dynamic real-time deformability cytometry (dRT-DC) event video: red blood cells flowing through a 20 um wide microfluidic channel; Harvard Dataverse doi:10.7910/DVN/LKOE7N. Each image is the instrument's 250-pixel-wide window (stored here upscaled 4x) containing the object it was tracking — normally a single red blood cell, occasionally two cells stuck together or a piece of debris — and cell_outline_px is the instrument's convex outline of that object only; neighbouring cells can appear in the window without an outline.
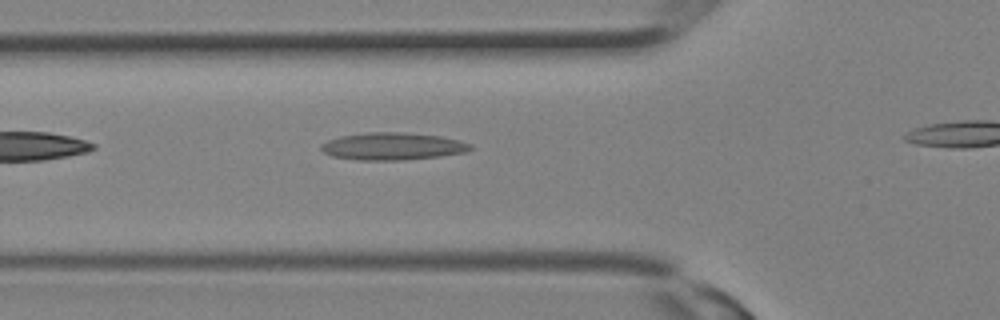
{"species": "Egyptian fruit bat (a non-hibernating species)", "species_latin": "Rousettus aegyptiacus", "temperature_condition": "room temperature", "stored_images_in_passage": 8, "segment_of_instrument_passage": [1, 2], "camera_frame_rate_fps": 3000, "um_per_image_px": 0.085, "animal": {"sex": "female"}, "frame": {"image": 1, "passage_image": 3, "time_ms": 0.667, "image_size_px": [1000, 320], "cell_outline_px": [[472, 148], [464, 152], [440, 156], [400, 160], [356, 160], [332, 156], [324, 152], [320, 148], [320, 144], [328, 140], [340, 136], [368, 132], [404, 132], [440, 136], [460, 140], [472, 144]], "centroid_in_image_um": [33.35, 12.43], "position_along_channel_um": 92.4, "area_um2": 23.81}}
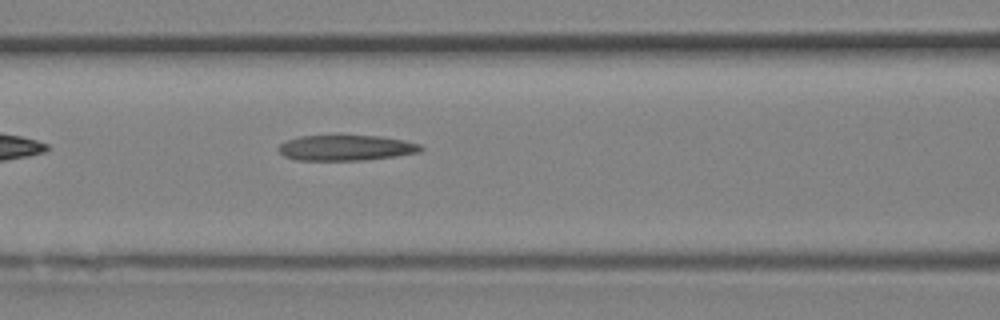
{"frame": {"image": 2, "passage_image": 5, "time_ms": 1.333, "image_size_px": [1000, 320], "cell_outline_px": [[424, 148], [420, 152], [364, 160], [296, 160], [284, 156], [280, 152], [280, 144], [288, 140], [300, 136], [380, 136], [404, 140], [420, 144]], "centroid_in_image_um": [29.43, 12.56], "position_along_channel_um": 137.2, "area_um2": 20.87}}
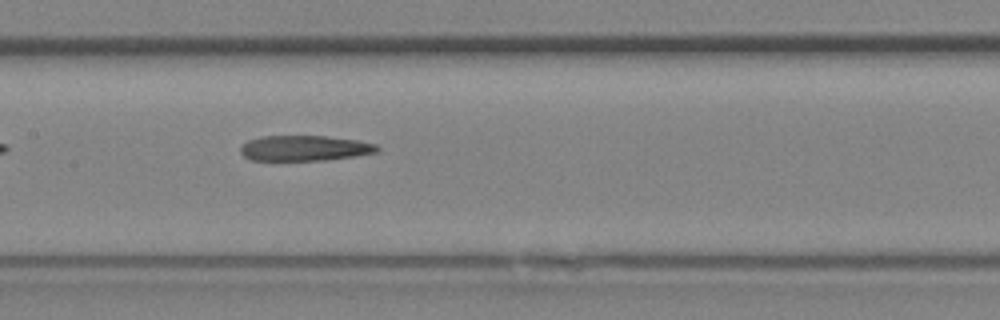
{"frame": {"image": 3, "passage_image": 7, "time_ms": 2.0, "image_size_px": [1000, 320], "cell_outline_px": [[380, 148], [376, 152], [356, 156], [324, 160], [252, 160], [244, 156], [240, 152], [240, 148], [248, 140], [264, 136], [324, 136], [360, 140], [376, 144]], "centroid_in_image_um": [25.92, 12.59], "position_along_channel_um": 181.5, "area_um2": 20.17}}